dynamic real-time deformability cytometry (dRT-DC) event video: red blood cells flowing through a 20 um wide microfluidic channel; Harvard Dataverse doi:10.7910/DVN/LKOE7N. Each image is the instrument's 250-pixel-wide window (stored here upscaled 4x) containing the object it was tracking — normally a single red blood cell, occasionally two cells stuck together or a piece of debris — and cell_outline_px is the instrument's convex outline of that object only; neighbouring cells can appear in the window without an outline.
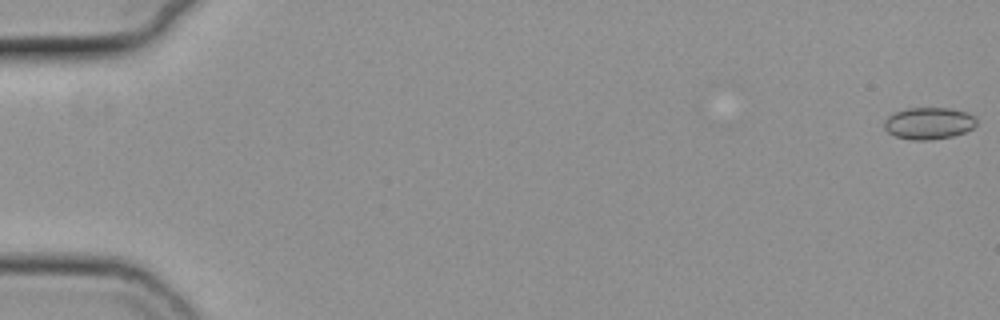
{"species": "common noctule bat (a hibernating species)", "species_latin": "Nyctalus noctula", "temperature_condition": "cold", "stored_images_in_passage": 54, "camera_frame_rate_fps": 3000, "um_per_image_px": 0.085, "animal": {"sex": "female", "body_mass_g": 19.3, "forearm_length_mm": 54.1}, "frame": {"image": 1, "passage_image": 1, "time_ms": 0.0, "image_size_px": [1000, 320], "cell_outline_px": [[976, 124], [972, 128], [964, 132], [952, 136], [932, 140], [912, 140], [896, 136], [888, 132], [884, 128], [884, 120], [888, 116], [896, 112], [908, 108], [948, 108], [968, 112], [976, 120]], "centroid_in_image_um": [78.93, 10.48], "position_along_channel_um": 6.1, "area_um2": 17.05}}
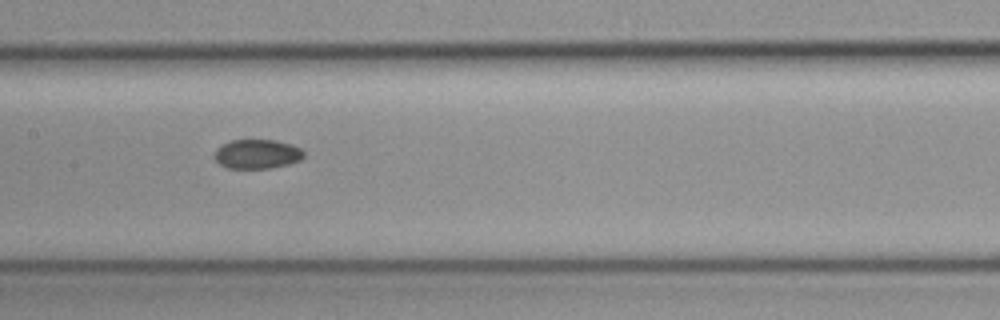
{"frame": {"image": 2, "passage_image": 29, "time_ms": 9.333, "image_size_px": [1000, 320], "cell_outline_px": [[304, 156], [300, 160], [288, 164], [272, 168], [228, 168], [220, 164], [216, 160], [216, 148], [232, 140], [276, 140], [300, 148], [304, 152]], "centroid_in_image_um": [21.87, 13.1], "position_along_channel_um": 185.5, "area_um2": 15.03}}
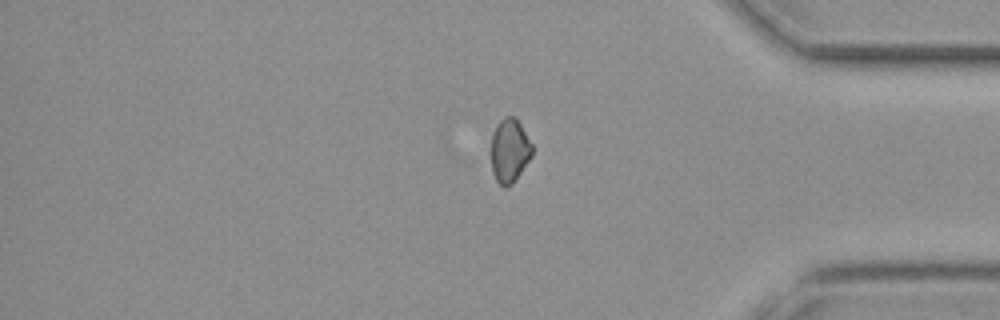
{"frame": {"image": 3, "passage_image": 47, "time_ms": 15.333, "image_size_px": [1000, 320], "cell_outline_px": [[532, 156], [512, 184], [504, 188], [496, 180], [492, 172], [492, 132], [496, 124], [504, 116], [516, 116], [532, 144]], "centroid_in_image_um": [43.31, 12.77], "position_along_channel_um": 391.9, "area_um2": 15.32}}